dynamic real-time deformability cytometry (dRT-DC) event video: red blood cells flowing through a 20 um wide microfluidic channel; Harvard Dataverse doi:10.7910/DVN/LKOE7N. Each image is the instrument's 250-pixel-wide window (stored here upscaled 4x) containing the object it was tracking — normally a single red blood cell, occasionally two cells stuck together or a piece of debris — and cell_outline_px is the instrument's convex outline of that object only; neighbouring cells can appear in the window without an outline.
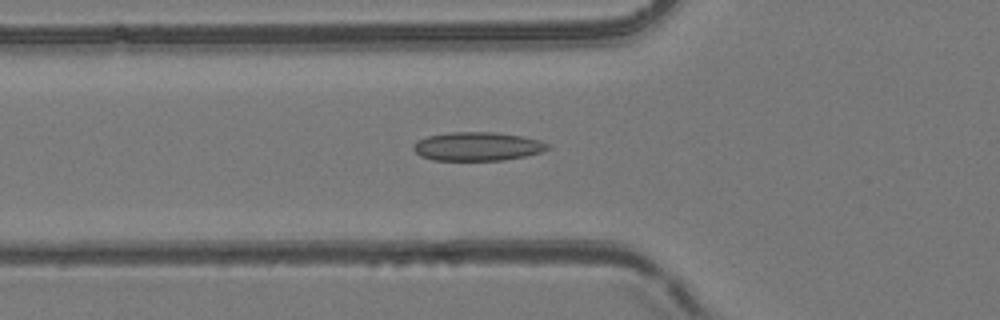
{"species": "common noctule bat (a hibernating species)", "species_latin": "Nyctalus noctula", "temperature_condition": "room temperature", "stored_images_in_passage": 53, "camera_frame_rate_fps": 3000, "um_per_image_px": 0.085, "animal": {"sex": "female", "body_mass_g": 24.6, "forearm_length_mm": 56.2}, "frame": {"image": 1, "passage_image": 19, "time_ms": 6.0, "image_size_px": [1000, 320], "cell_outline_px": [[552, 148], [540, 152], [524, 156], [504, 160], [432, 160], [420, 156], [412, 148], [412, 144], [428, 136], [452, 132], [496, 132], [520, 136], [540, 140], [548, 144]], "centroid_in_image_um": [40.58, 12.45], "position_along_channel_um": 85.2, "area_um2": 22.37}}
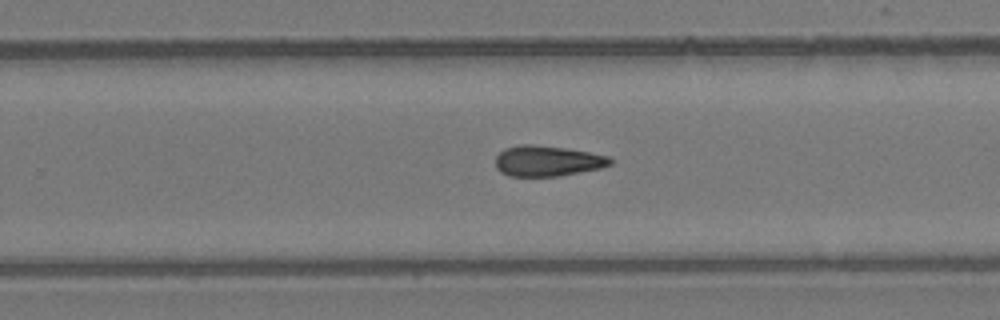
{"frame": {"image": 2, "passage_image": 34, "time_ms": 11.0, "image_size_px": [1000, 320], "cell_outline_px": [[612, 164], [600, 168], [556, 176], [508, 176], [500, 172], [496, 168], [496, 156], [504, 148], [520, 144], [532, 144], [568, 148], [608, 156], [612, 160]], "centroid_in_image_um": [46.49, 13.67], "position_along_channel_um": 283.3, "area_um2": 20.46}}
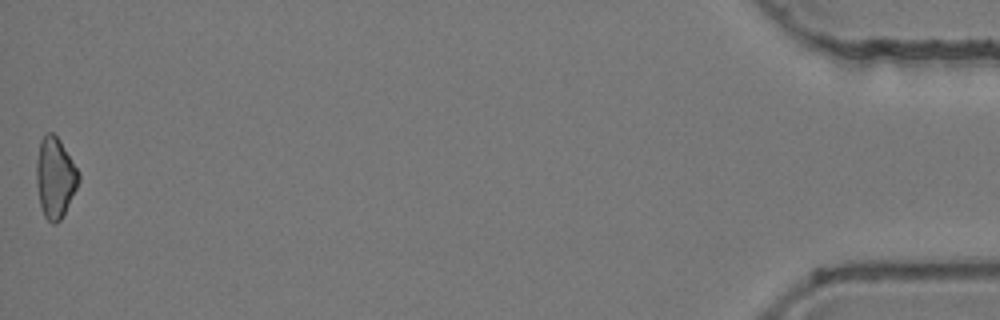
{"frame": {"image": 3, "passage_image": 53, "time_ms": 17.333, "image_size_px": [1000, 320], "cell_outline_px": [[80, 180], [60, 220], [56, 224], [52, 224], [44, 216], [40, 204], [36, 184], [36, 160], [40, 140], [48, 132], [52, 132], [60, 140], [80, 172]], "centroid_in_image_um": [4.67, 15.08], "position_along_channel_um": 430.5, "area_um2": 19.77}}